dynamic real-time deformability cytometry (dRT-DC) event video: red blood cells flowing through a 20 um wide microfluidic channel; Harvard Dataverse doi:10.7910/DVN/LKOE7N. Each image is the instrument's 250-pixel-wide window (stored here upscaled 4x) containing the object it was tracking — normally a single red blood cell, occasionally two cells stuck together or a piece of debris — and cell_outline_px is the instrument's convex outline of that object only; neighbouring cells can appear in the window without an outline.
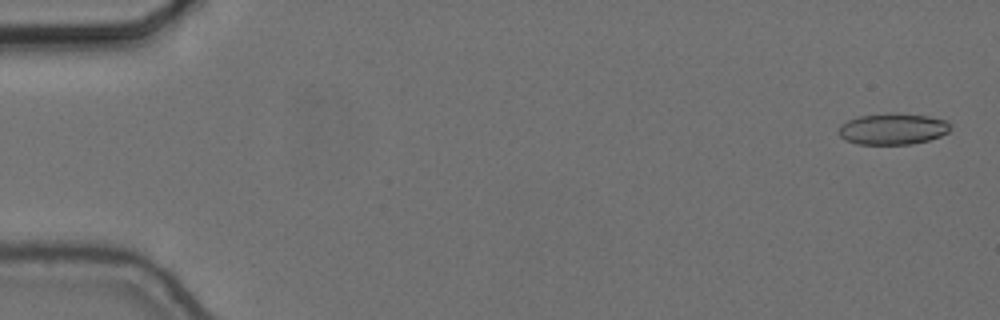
{"species": "common noctule bat (a hibernating species)", "species_latin": "Nyctalus noctula", "temperature_condition": "cold", "stored_images_in_passage": 56, "camera_frame_rate_fps": 3000, "um_per_image_px": 0.085, "animal": {"sex": "female", "body_mass_g": 24.6, "forearm_length_mm": 56.2}, "frame": {"image": 1, "passage_image": 2, "time_ms": 0.333, "image_size_px": [1000, 320], "cell_outline_px": [[952, 128], [948, 132], [940, 136], [928, 140], [912, 144], [856, 144], [844, 140], [836, 132], [840, 124], [848, 120], [860, 116], [928, 116], [948, 120]], "centroid_in_image_um": [75.87, 11.01], "position_along_channel_um": 9.1, "area_um2": 19.71}}
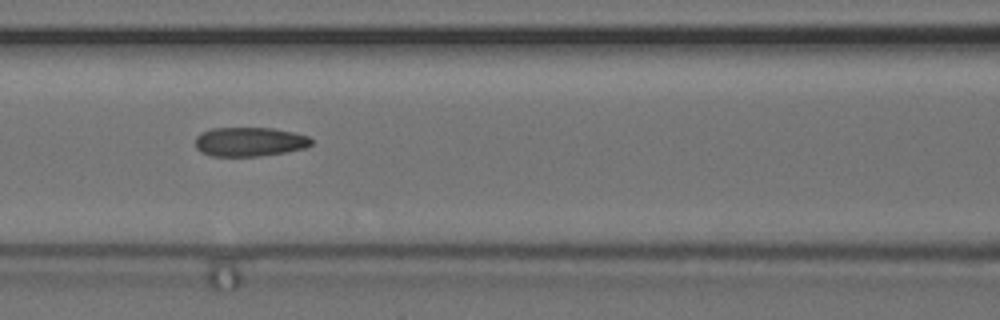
{"frame": {"image": 2, "passage_image": 25, "time_ms": 8.0, "image_size_px": [1000, 320], "cell_outline_px": [[312, 144], [304, 148], [284, 152], [260, 156], [212, 156], [200, 152], [196, 148], [196, 136], [200, 132], [212, 128], [272, 128], [292, 132], [308, 136], [312, 140]], "centroid_in_image_um": [21.18, 12.05], "position_along_channel_um": 145.4, "area_um2": 19.71}}
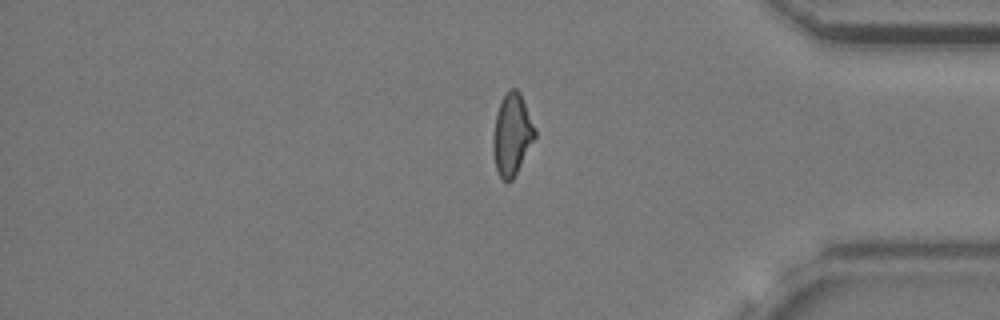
{"frame": {"image": 3, "passage_image": 47, "time_ms": 15.333, "image_size_px": [1000, 320], "cell_outline_px": [[536, 136], [512, 180], [504, 180], [500, 176], [496, 168], [492, 148], [492, 136], [496, 116], [500, 104], [508, 88], [516, 88], [520, 92], [536, 128]], "centroid_in_image_um": [43.52, 11.4], "position_along_channel_um": 391.7, "area_um2": 19.71}, "authors_computed_cell_mechanics": {"area_um2": 19.941, "velocity_mm_per_s": 3.6634, "shape_relaxation_time_tau1_ms": null, "shape_relaxation_time_tau2_ms": 2.5718, "deformation_change_tau1": null, "deformation_change_tau2": 0.0988}}